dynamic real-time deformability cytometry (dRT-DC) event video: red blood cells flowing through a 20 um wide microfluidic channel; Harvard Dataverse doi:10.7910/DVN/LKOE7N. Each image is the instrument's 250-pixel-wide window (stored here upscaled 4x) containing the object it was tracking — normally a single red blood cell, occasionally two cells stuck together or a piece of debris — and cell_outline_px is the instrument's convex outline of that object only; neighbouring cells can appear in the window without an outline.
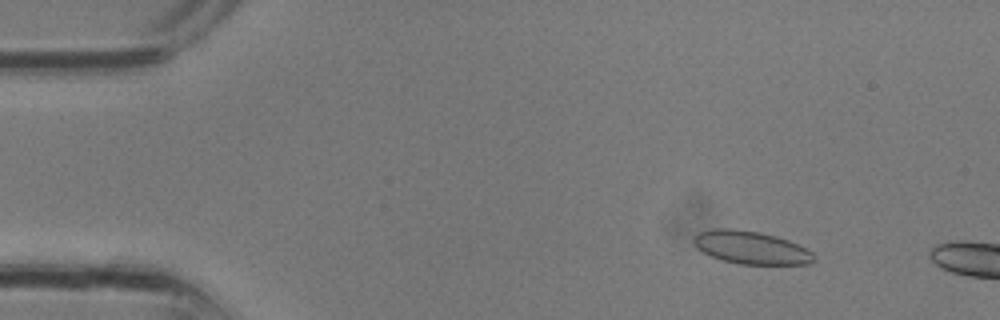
{"species": "common noctule bat (a hibernating species)", "species_latin": "Nyctalus noctula", "temperature_condition": "room temperature", "stored_images_in_passage": 15, "camera_frame_rate_fps": 3000, "um_per_image_px": 0.085, "animal": {"sex": "male", "body_mass_g": 13.3}, "frame": {"image": 1, "passage_image": 4, "time_ms": 1.0, "image_size_px": [1000, 320], "cell_outline_px": [[816, 260], [808, 264], [740, 264], [720, 260], [704, 252], [692, 240], [700, 232], [716, 228], [732, 228], [760, 232], [776, 236], [788, 240], [812, 252], [816, 256]], "centroid_in_image_um": [63.87, 21.05], "position_along_channel_um": 21.1, "area_um2": 22.83}}
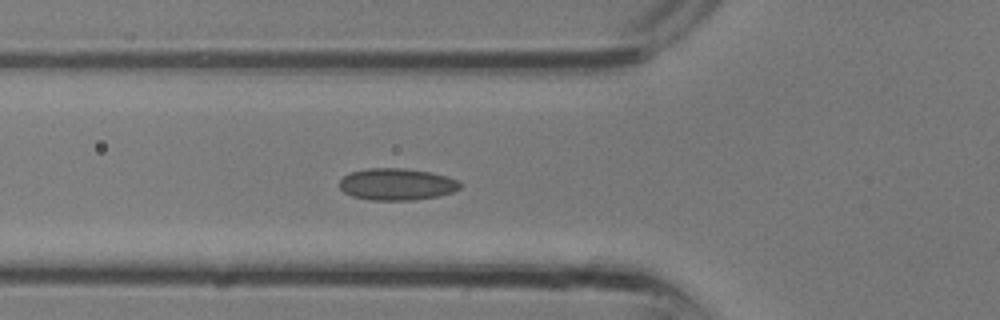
{"frame": {"image": 2, "passage_image": 11, "time_ms": 3.333, "image_size_px": [1000, 320], "cell_outline_px": [[460, 188], [452, 192], [436, 196], [412, 200], [372, 200], [352, 196], [344, 192], [340, 188], [340, 180], [344, 176], [352, 172], [368, 168], [404, 168], [432, 172], [448, 176], [460, 180]], "centroid_in_image_um": [33.75, 15.65], "position_along_channel_um": 92.1, "area_um2": 22.37}}
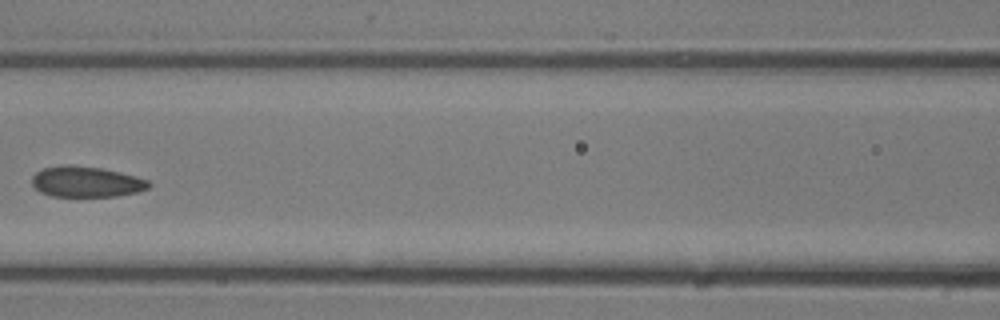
{"frame": {"image": 3, "passage_image": 14, "time_ms": 4.333, "image_size_px": [1000, 320], "cell_outline_px": [[152, 184], [148, 188], [136, 192], [116, 196], [52, 196], [40, 192], [32, 184], [32, 176], [36, 172], [44, 168], [100, 168], [120, 172], [148, 180]], "centroid_in_image_um": [7.37, 15.5], "position_along_channel_um": 159.2, "area_um2": 19.94}}